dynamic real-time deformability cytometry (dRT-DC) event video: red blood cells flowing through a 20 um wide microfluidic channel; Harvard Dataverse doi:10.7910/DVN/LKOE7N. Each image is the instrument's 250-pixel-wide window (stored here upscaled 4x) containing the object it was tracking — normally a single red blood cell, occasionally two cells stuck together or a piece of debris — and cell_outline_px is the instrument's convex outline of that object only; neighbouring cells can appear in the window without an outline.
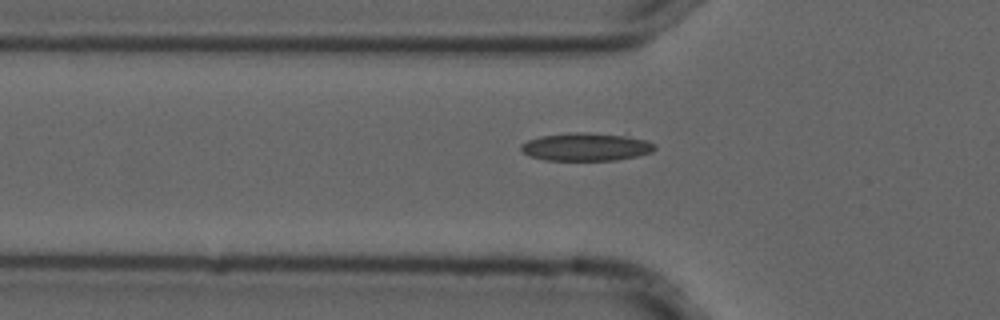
{"species": "common noctule bat (a hibernating species)", "species_latin": "Nyctalus noctula", "temperature_condition": "cold", "stored_images_in_passage": 4, "camera_frame_rate_fps": 3000, "um_per_image_px": 0.085, "animal": {"sex": "male", "forearm_length_mm": 52.5}, "frame": {"image": 1, "passage_image": 4, "time_ms": 1.0, "image_size_px": [1000, 320], "cell_outline_px": [[656, 148], [652, 152], [636, 156], [616, 160], [544, 160], [532, 156], [524, 152], [520, 148], [520, 144], [528, 140], [540, 136], [572, 132], [588, 132], [624, 136], [648, 140], [656, 144]], "centroid_in_image_um": [49.83, 12.48], "position_along_channel_um": 76.0, "area_um2": 21.73}}